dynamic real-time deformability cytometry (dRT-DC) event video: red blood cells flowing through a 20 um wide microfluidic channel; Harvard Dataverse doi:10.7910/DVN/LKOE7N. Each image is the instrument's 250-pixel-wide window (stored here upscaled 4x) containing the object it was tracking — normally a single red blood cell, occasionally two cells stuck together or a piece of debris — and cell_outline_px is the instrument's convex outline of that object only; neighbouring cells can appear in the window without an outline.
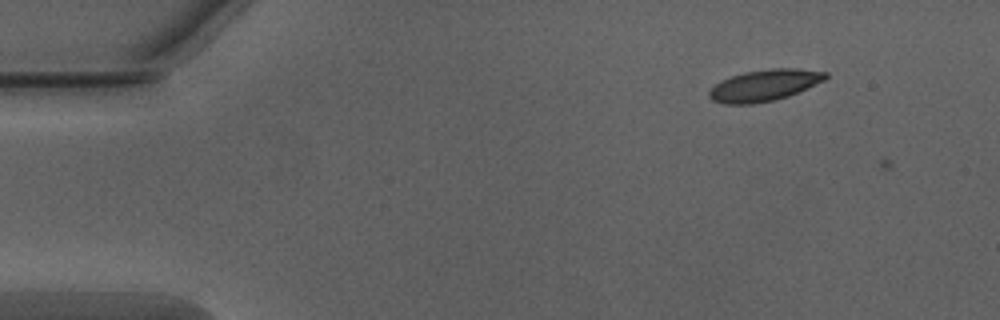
{"species": "Egyptian fruit bat (a non-hibernating species)", "species_latin": "Rousettus aegyptiacus", "temperature_condition": "warm", "stored_images_in_passage": 5, "camera_frame_rate_fps": 3000, "um_per_image_px": 0.085, "animal": {"sex": "male"}, "frame": {"image": 1, "passage_image": 4, "time_ms": 1.0, "image_size_px": [1000, 320], "cell_outline_px": [[828, 76], [824, 80], [788, 96], [772, 100], [752, 104], [724, 104], [712, 100], [708, 96], [708, 92], [720, 80], [744, 72], [768, 68], [796, 68], [828, 72]], "centroid_in_image_um": [64.95, 7.24], "position_along_channel_um": 20.1, "area_um2": 21.21}}